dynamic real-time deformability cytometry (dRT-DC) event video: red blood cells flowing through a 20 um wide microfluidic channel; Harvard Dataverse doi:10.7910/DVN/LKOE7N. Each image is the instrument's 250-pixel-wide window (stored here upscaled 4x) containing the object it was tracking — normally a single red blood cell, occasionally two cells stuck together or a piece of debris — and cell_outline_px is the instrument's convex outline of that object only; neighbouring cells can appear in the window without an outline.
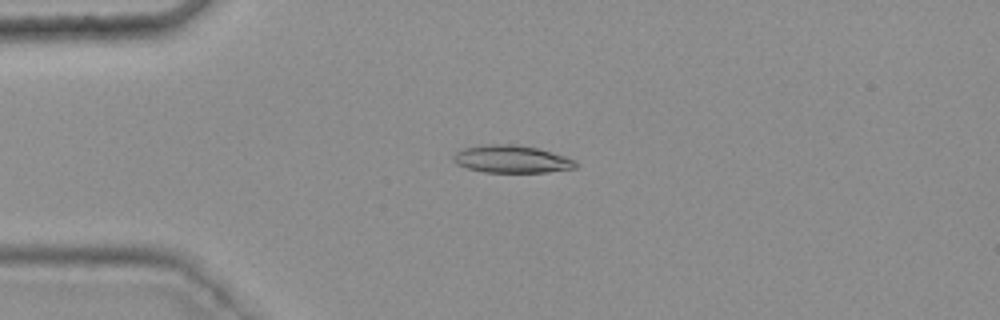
{"species": "common noctule bat (a hibernating species)", "species_latin": "Nyctalus noctula", "temperature_condition": "warm", "stored_images_in_passage": 36, "camera_frame_rate_fps": 3000, "um_per_image_px": 0.085, "animal": {"sex": "female", "body_mass_g": 25.1}, "frame": {"image": 1, "passage_image": 1, "time_ms": 0.0, "image_size_px": [1000, 320], "cell_outline_px": [[580, 164], [576, 168], [548, 172], [484, 172], [468, 168], [456, 164], [452, 160], [452, 156], [456, 152], [464, 148], [488, 144], [512, 144], [536, 148], [564, 156], [576, 160]], "centroid_in_image_um": [43.5, 13.53], "position_along_channel_um": 41.5, "area_um2": 19.59}}
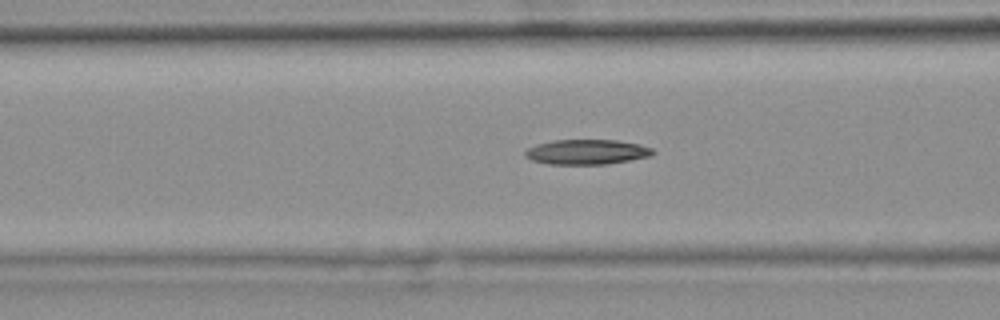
{"frame": {"image": 2, "passage_image": 9, "time_ms": 2.667, "image_size_px": [1000, 320], "cell_outline_px": [[656, 152], [652, 156], [604, 164], [548, 164], [532, 160], [524, 156], [524, 152], [528, 148], [536, 144], [552, 140], [616, 140], [640, 144], [652, 148]], "centroid_in_image_um": [49.87, 12.91], "position_along_channel_um": 116.7, "area_um2": 18.61}}
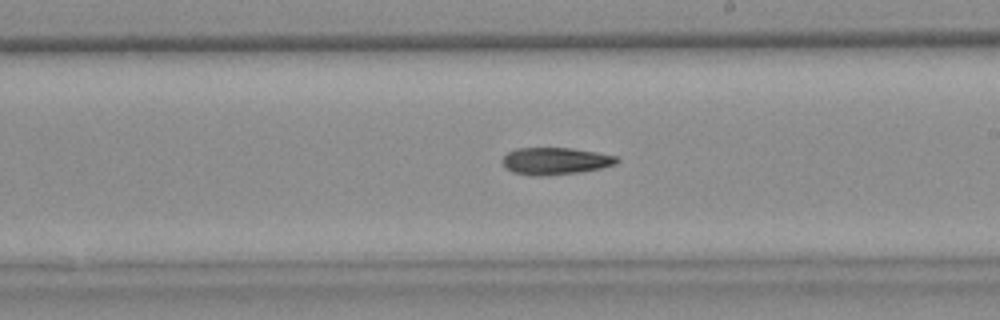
{"frame": {"image": 3, "passage_image": 19, "time_ms": 6.0, "image_size_px": [1000, 320], "cell_outline_px": [[620, 160], [616, 164], [600, 168], [580, 172], [544, 176], [536, 176], [512, 172], [504, 168], [500, 160], [508, 152], [516, 148], [572, 148], [596, 152], [616, 156]], "centroid_in_image_um": [47.16, 13.69], "position_along_channel_um": 241.8, "area_um2": 18.21}}